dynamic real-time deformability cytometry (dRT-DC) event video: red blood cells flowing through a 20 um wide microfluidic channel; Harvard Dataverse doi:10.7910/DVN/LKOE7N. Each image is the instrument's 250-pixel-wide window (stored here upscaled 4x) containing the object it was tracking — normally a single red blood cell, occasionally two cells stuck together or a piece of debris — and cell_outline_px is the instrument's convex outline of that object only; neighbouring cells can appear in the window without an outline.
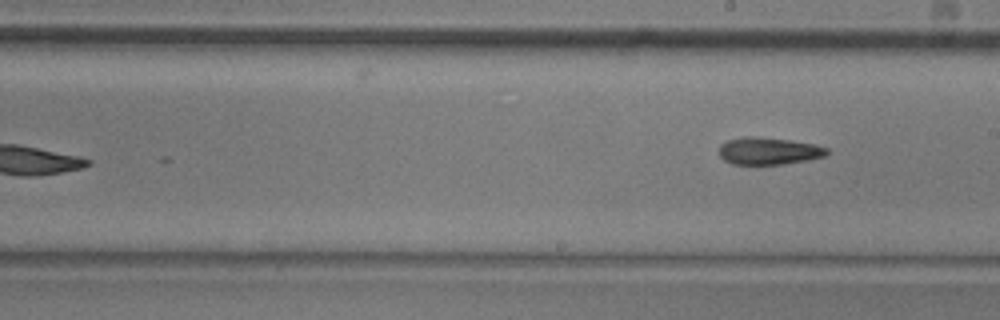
{"species": "common noctule bat (a hibernating species)", "species_latin": "Nyctalus noctula", "temperature_condition": "room temperature", "stored_images_in_passage": 34, "segment_of_instrument_passage": [2, 2], "camera_frame_rate_fps": 3000, "um_per_image_px": 0.085, "animal": {"sex": "male", "body_mass_g": 20.5, "forearm_length_mm": 52.5}, "frame": {"image": 1, "passage_image": 34, "time_ms": 11.0, "image_size_px": [1000, 320], "cell_outline_px": [[828, 152], [824, 156], [808, 160], [784, 164], [732, 164], [724, 160], [720, 156], [720, 144], [728, 140], [744, 136], [756, 136], [788, 140], [816, 144], [828, 148]], "centroid_in_image_um": [65.33, 12.83], "position_along_channel_um": 223.7, "area_um2": 17.11}}